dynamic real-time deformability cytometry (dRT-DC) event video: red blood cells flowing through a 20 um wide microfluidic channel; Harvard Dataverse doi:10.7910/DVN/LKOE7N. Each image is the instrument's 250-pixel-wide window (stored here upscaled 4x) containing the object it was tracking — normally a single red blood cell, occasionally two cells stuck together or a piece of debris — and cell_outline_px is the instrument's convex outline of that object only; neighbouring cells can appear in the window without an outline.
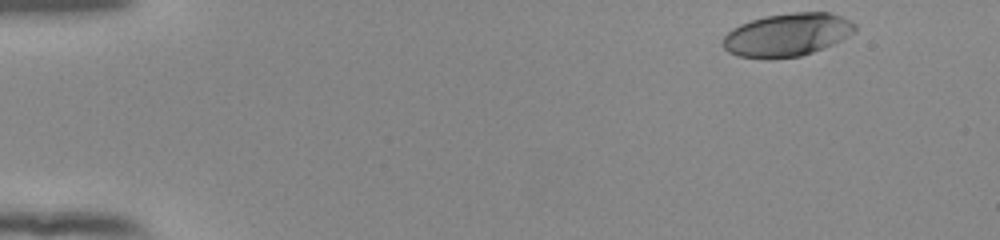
{"species": "human", "species_latin": "Homo sapiens", "temperature_condition": "room temperature", "stored_images_in_passage": 49, "camera_frame_rate_fps": 3000, "um_per_image_px": 0.085, "donor": {"sex": "female"}, "frame": {"image": 1, "passage_image": 1, "time_ms": 0.0, "image_size_px": [1000, 240], "cell_outline_px": [[856, 32], [832, 44], [812, 52], [800, 56], [736, 56], [728, 52], [720, 44], [724, 36], [732, 28], [740, 24], [764, 16], [792, 12], [828, 12], [840, 16], [856, 24]], "centroid_in_image_um": [66.91, 2.92], "position_along_channel_um": 18.1, "area_um2": 32.54}}
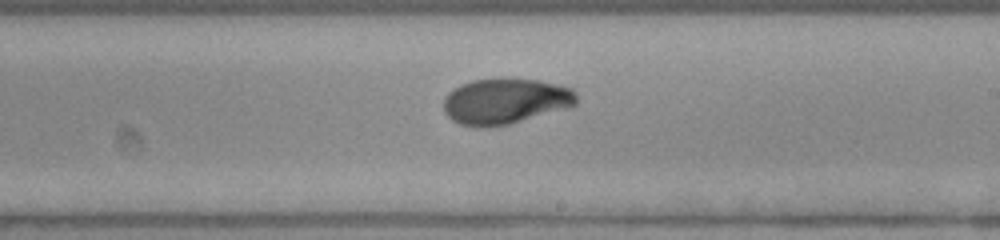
{"frame": {"image": 2, "passage_image": 28, "time_ms": 9.0, "image_size_px": [1000, 240], "cell_outline_px": [[576, 104], [572, 108], [508, 124], [484, 128], [476, 128], [460, 124], [452, 120], [444, 112], [444, 96], [448, 92], [460, 84], [472, 80], [508, 76], [540, 80], [572, 88], [576, 92]], "centroid_in_image_um": [42.96, 8.58], "position_along_channel_um": 246.0, "area_um2": 36.47}}
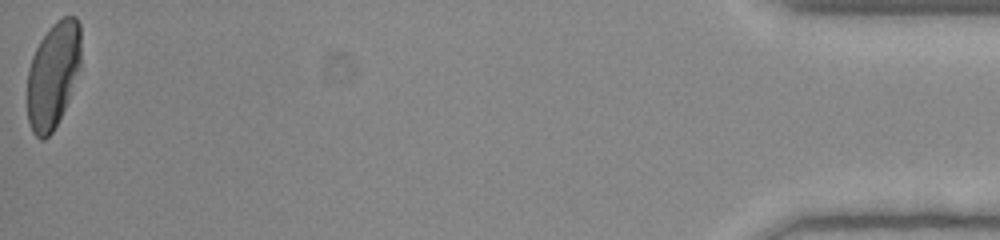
{"frame": {"image": 3, "passage_image": 49, "time_ms": 16.0, "image_size_px": [1000, 240], "cell_outline_px": [[80, 64], [68, 100], [52, 132], [44, 140], [40, 140], [32, 132], [28, 120], [28, 68], [32, 56], [40, 40], [48, 28], [56, 20], [64, 16], [76, 16], [80, 24]], "centroid_in_image_um": [4.5, 6.34], "position_along_channel_um": 430.7, "area_um2": 33.0}, "authors_computed_cell_mechanics": {"area_um2": 34.3332, "velocity_mm_per_s": 3.9046, "shape_relaxation_time_tau1_ms": 5.0822, "shape_relaxation_time_tau2_ms": 1.3205, "deformation_change_tau1": 0.2149, "deformation_change_tau2": 0.0359}}